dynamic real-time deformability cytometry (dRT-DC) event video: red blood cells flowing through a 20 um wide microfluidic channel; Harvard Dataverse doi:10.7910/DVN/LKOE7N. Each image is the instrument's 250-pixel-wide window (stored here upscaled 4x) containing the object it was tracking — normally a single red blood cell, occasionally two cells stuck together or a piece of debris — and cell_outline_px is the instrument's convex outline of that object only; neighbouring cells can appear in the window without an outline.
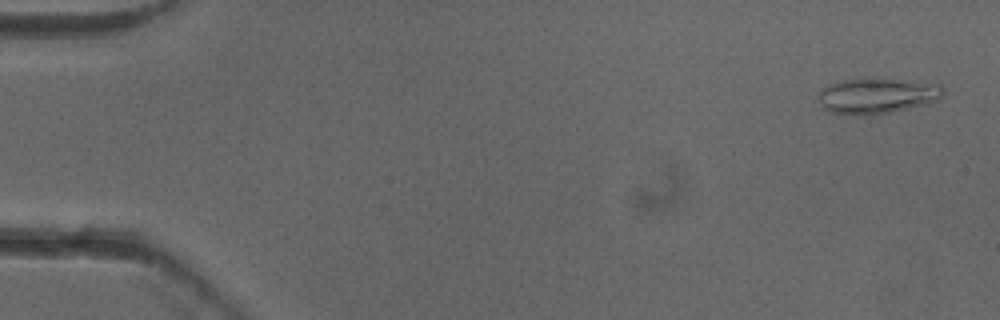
{"species": "common noctule bat (a hibernating species)", "species_latin": "Nyctalus noctula", "temperature_condition": "cold", "stored_images_in_passage": 5, "camera_frame_rate_fps": 3000, "um_per_image_px": 0.085, "animal": {"sex": "female"}, "frame": {"image": 1, "passage_image": 1, "time_ms": 0.0, "image_size_px": [1000, 320], "cell_outline_px": [[944, 92], [940, 100], [928, 104], [892, 112], [872, 116], [864, 116], [832, 112], [824, 108], [820, 104], [820, 88], [844, 80], [864, 76], [940, 84], [944, 88]], "centroid_in_image_um": [74.59, 8.13], "position_along_channel_um": 10.4, "area_um2": 26.41}}